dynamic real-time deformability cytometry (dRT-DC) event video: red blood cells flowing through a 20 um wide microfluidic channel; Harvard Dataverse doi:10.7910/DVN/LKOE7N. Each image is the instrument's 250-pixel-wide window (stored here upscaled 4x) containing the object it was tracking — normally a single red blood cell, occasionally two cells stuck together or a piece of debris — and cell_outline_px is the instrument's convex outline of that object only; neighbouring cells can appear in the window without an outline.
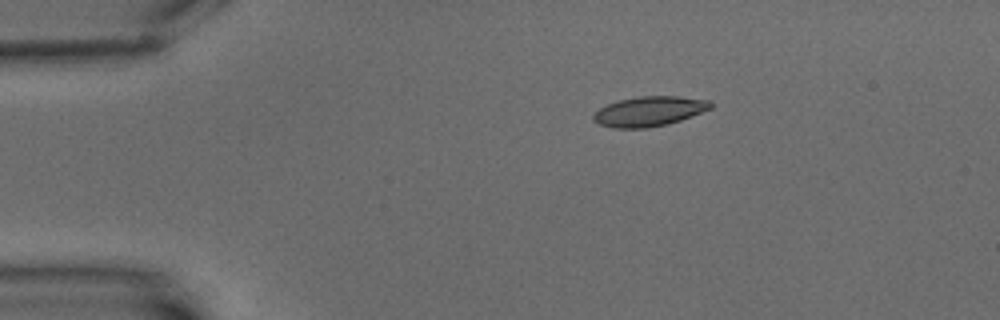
{"species": "common noctule bat (a hibernating species)", "species_latin": "Nyctalus noctula", "temperature_condition": "warm", "stored_images_in_passage": 3, "camera_frame_rate_fps": 3000, "um_per_image_px": 0.085, "animal": {"sex": "male", "body_mass_g": 15.6}, "frame": {"image": 1, "passage_image": 1, "time_ms": 0.0, "image_size_px": [1000, 320], "cell_outline_px": [[712, 108], [692, 116], [668, 124], [648, 128], [612, 128], [600, 124], [592, 120], [592, 116], [600, 108], [616, 100], [640, 96], [680, 96], [712, 100]], "centroid_in_image_um": [55.2, 9.46], "position_along_channel_um": 29.8, "area_um2": 20.58}}